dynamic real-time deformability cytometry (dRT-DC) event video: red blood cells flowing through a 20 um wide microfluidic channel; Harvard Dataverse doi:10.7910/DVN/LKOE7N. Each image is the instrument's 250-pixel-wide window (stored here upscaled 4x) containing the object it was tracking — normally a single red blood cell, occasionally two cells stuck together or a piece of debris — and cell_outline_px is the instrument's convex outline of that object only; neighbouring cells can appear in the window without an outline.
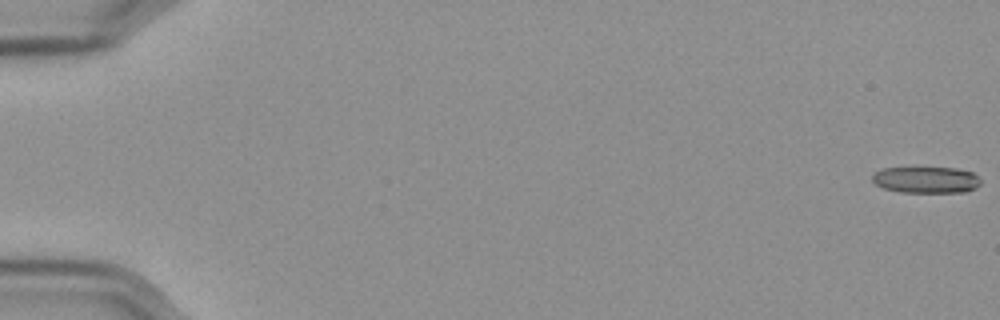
{"species": "Egyptian fruit bat (a non-hibernating species)", "species_latin": "Rousettus aegyptiacus", "temperature_condition": "cold", "stored_images_in_passage": 58, "camera_frame_rate_fps": 3000, "um_per_image_px": 0.085, "frame": {"image": 1, "passage_image": 1, "time_ms": 0.0, "image_size_px": [1000, 320], "cell_outline_px": [[980, 184], [964, 192], [900, 192], [884, 188], [876, 184], [872, 180], [872, 172], [880, 168], [916, 164], [956, 168], [972, 172], [980, 180]], "centroid_in_image_um": [78.62, 15.21], "position_along_channel_um": 6.4, "area_um2": 17.69}}
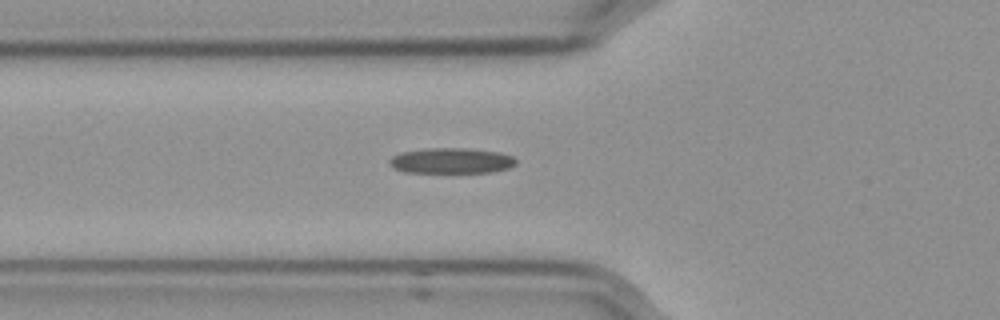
{"frame": {"image": 2, "passage_image": 22, "time_ms": 7.0, "image_size_px": [1000, 320], "cell_outline_px": [[516, 164], [508, 168], [492, 172], [404, 172], [392, 168], [388, 164], [388, 160], [392, 156], [400, 152], [428, 148], [464, 148], [500, 152], [512, 156], [516, 160]], "centroid_in_image_um": [38.32, 13.66], "position_along_channel_um": 87.5, "area_um2": 18.9}}
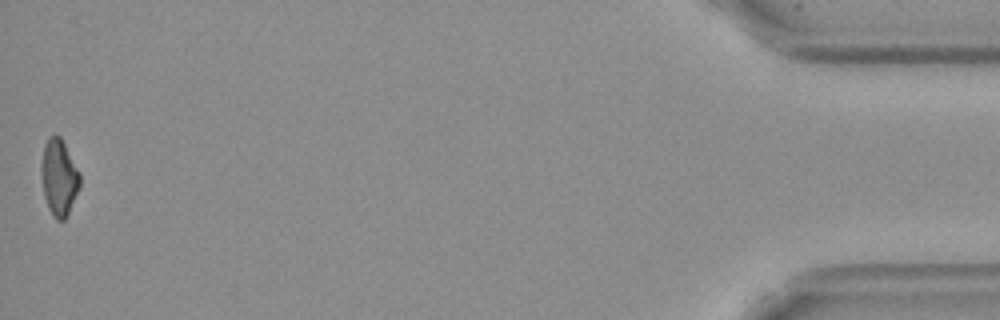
{"frame": {"image": 3, "passage_image": 58, "time_ms": 19.0, "image_size_px": [1000, 320], "cell_outline_px": [[80, 188], [64, 220], [56, 220], [52, 216], [48, 208], [44, 196], [40, 172], [40, 164], [44, 144], [52, 136], [60, 136], [80, 172]], "centroid_in_image_um": [5.0, 15.1], "position_along_channel_um": 430.2, "area_um2": 17.22}}